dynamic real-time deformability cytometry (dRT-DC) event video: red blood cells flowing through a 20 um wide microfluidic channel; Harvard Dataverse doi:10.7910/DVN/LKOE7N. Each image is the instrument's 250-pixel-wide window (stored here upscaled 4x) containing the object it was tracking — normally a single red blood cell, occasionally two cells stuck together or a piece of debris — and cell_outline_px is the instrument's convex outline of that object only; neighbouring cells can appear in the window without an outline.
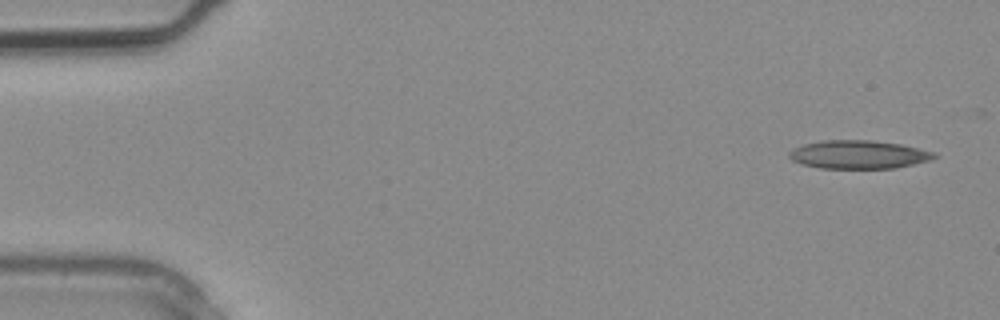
{"species": "common noctule bat (a hibernating species)", "species_latin": "Nyctalus noctula", "temperature_condition": "warm", "stored_images_in_passage": 3, "camera_frame_rate_fps": 3000, "um_per_image_px": 0.085, "animal": {"sex": "male", "body_mass_g": 20.4}, "frame": {"image": 1, "passage_image": 1, "time_ms": 0.0, "image_size_px": [1000, 320], "cell_outline_px": [[940, 156], [928, 160], [912, 164], [892, 168], [820, 168], [804, 164], [792, 160], [788, 156], [788, 152], [792, 148], [804, 144], [824, 140], [872, 140], [900, 144], [936, 152]], "centroid_in_image_um": [72.97, 13.12], "position_along_channel_um": 12.0, "area_um2": 23.87}}
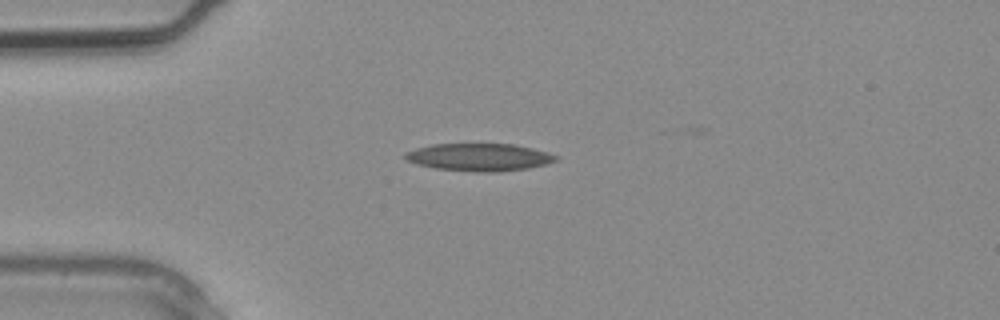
{"frame": {"image": 2, "passage_image": 3, "time_ms": 0.667, "image_size_px": [1000, 320], "cell_outline_px": [[560, 156], [556, 160], [548, 164], [528, 168], [496, 172], [480, 172], [436, 168], [416, 164], [408, 160], [404, 156], [404, 152], [416, 148], [432, 144], [512, 144], [532, 148], [548, 152]], "centroid_in_image_um": [40.76, 13.36], "position_along_channel_um": 44.2, "area_um2": 24.16}}